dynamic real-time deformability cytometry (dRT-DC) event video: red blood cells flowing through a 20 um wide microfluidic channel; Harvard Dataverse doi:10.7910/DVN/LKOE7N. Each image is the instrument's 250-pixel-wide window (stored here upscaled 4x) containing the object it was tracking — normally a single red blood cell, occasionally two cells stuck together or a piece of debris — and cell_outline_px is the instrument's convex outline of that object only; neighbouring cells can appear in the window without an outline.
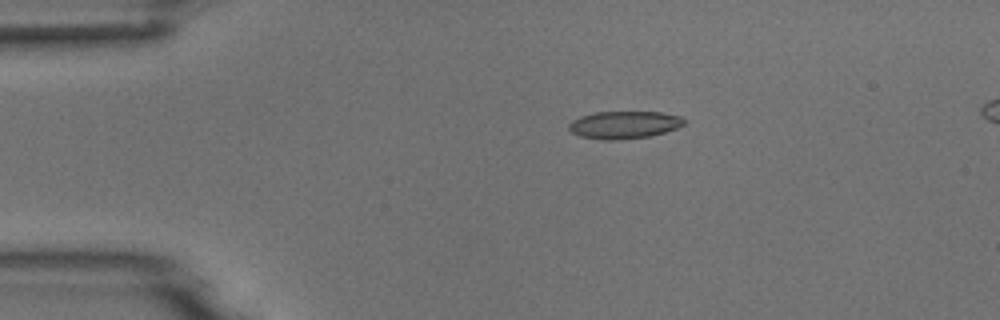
{"species": "common noctule bat (a hibernating species)", "species_latin": "Nyctalus noctula", "temperature_condition": "room temperature", "stored_images_in_passage": 5, "camera_frame_rate_fps": 3000, "um_per_image_px": 0.085, "animal": {"sex": "male", "body_mass_g": 18.8}, "frame": {"image": 1, "passage_image": 3, "time_ms": 2.333, "image_size_px": [1000, 320], "cell_outline_px": [[684, 124], [676, 128], [664, 132], [648, 136], [616, 140], [600, 140], [580, 136], [572, 132], [568, 128], [568, 124], [572, 120], [580, 116], [596, 112], [660, 112], [680, 116], [684, 120]], "centroid_in_image_um": [53.01, 10.61], "position_along_channel_um": 32.0, "area_um2": 18.38}}